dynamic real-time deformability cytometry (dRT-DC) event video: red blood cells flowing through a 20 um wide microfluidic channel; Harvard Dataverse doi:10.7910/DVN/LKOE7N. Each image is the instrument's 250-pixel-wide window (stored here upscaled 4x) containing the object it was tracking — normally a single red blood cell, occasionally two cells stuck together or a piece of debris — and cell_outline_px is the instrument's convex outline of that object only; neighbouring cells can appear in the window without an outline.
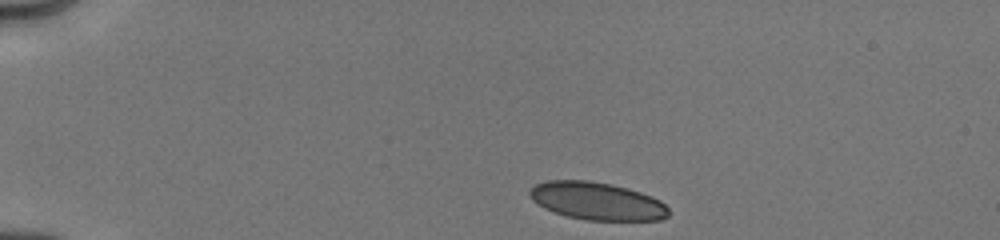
{"species": "human", "species_latin": "Homo sapiens", "temperature_condition": "cold", "stored_images_in_passage": 45, "camera_frame_rate_fps": 3000, "um_per_image_px": 0.085, "donor": {"sex": "male"}, "frame": {"image": 1, "passage_image": 1, "time_ms": 0.0, "image_size_px": [1000, 240], "cell_outline_px": [[668, 216], [660, 220], [588, 220], [568, 216], [544, 208], [536, 204], [532, 200], [528, 192], [536, 184], [548, 180], [588, 180], [612, 184], [628, 188], [652, 196], [660, 200], [668, 208]], "centroid_in_image_um": [50.74, 17.08], "position_along_channel_um": 34.3, "area_um2": 30.46}}
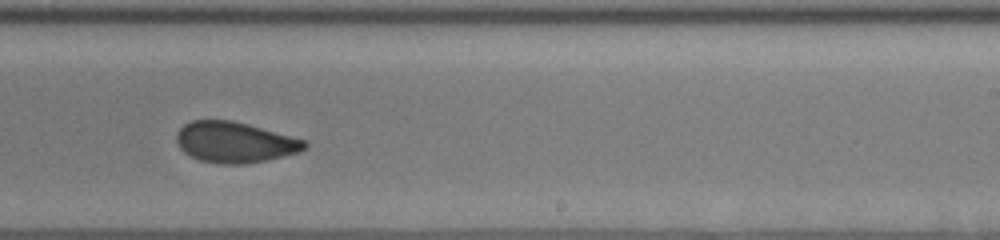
{"frame": {"image": 2, "passage_image": 26, "time_ms": 7.667, "image_size_px": [1000, 240], "cell_outline_px": [[308, 144], [300, 152], [264, 160], [244, 164], [216, 164], [200, 160], [184, 152], [180, 148], [176, 140], [176, 132], [184, 124], [192, 120], [232, 120], [248, 124], [308, 140]], "centroid_in_image_um": [19.95, 12.08], "position_along_channel_um": 269.0, "area_um2": 30.52}}
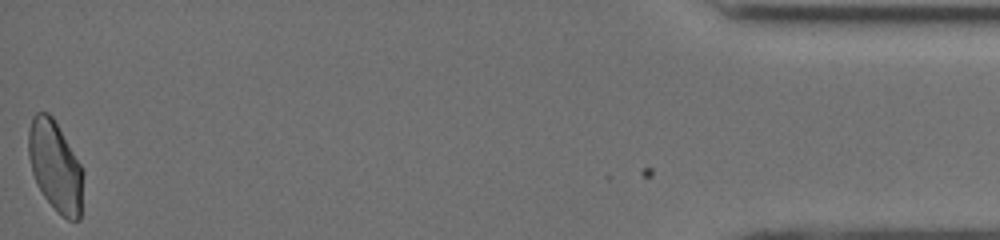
{"frame": {"image": 3, "passage_image": 45, "time_ms": 13.667, "image_size_px": [1000, 240], "cell_outline_px": [[84, 172], [80, 220], [68, 220], [44, 196], [36, 184], [32, 172], [28, 156], [28, 132], [32, 116], [36, 112], [48, 112], [52, 116], [80, 164]], "centroid_in_image_um": [4.69, 14.11], "position_along_channel_um": 430.5, "area_um2": 28.61}, "authors_computed_cell_mechanics": {"area_um2": 30.8652, "velocity_mm_per_s": 4.0067, "shape_relaxation_time_tau1_ms": 6.222, "shape_relaxation_time_tau2_ms": 1.2293, "deformation_change_tau1": 0.136, "deformation_change_tau2": 0.0543}}